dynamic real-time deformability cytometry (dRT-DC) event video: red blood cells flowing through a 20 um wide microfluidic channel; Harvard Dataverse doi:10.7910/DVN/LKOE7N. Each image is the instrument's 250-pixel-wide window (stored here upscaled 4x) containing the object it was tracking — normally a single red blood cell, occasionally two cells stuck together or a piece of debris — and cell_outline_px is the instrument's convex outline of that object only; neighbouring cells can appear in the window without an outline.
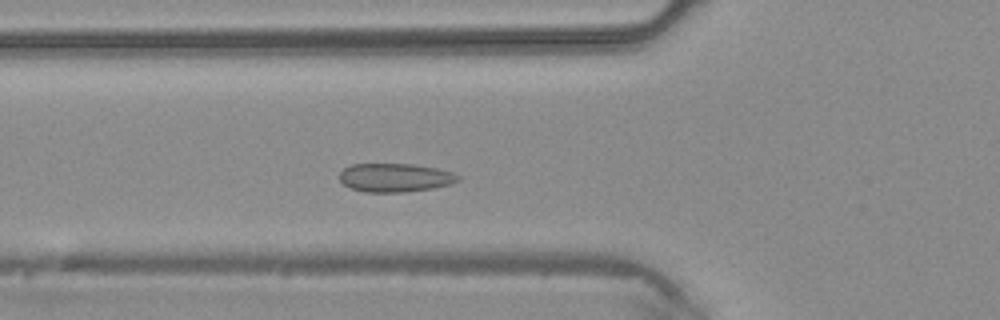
{"species": "common noctule bat (a hibernating species)", "species_latin": "Nyctalus noctula", "temperature_condition": "warm", "stored_images_in_passage": 35, "camera_frame_rate_fps": 3000, "um_per_image_px": 0.085, "animal": {"sex": "male", "body_mass_g": 20.4}, "frame": {"image": 1, "passage_image": 11, "time_ms": 3.333, "image_size_px": [1000, 320], "cell_outline_px": [[460, 180], [448, 184], [432, 188], [404, 192], [364, 192], [352, 188], [344, 184], [340, 180], [340, 172], [344, 168], [352, 164], [412, 164], [436, 168], [452, 172], [460, 176]], "centroid_in_image_um": [33.57, 15.09], "position_along_channel_um": 92.2, "area_um2": 19.59}}
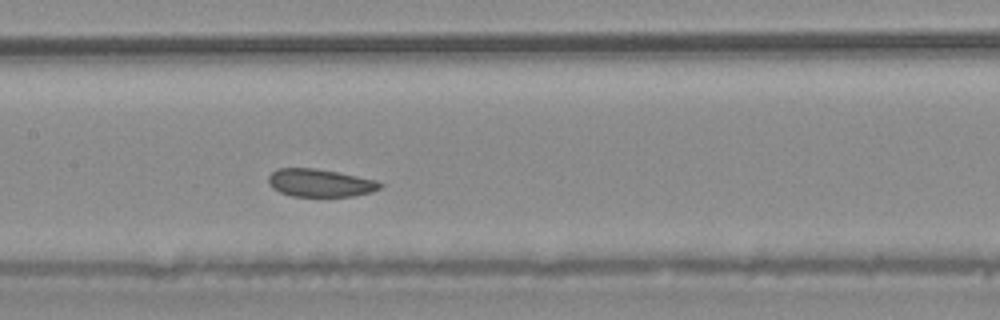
{"frame": {"image": 2, "passage_image": 17, "time_ms": 5.333, "image_size_px": [1000, 320], "cell_outline_px": [[384, 184], [380, 188], [372, 192], [352, 196], [292, 196], [280, 192], [272, 188], [268, 184], [268, 176], [272, 172], [280, 168], [316, 168], [376, 180]], "centroid_in_image_um": [27.19, 15.55], "position_along_channel_um": 180.2, "area_um2": 18.03}}
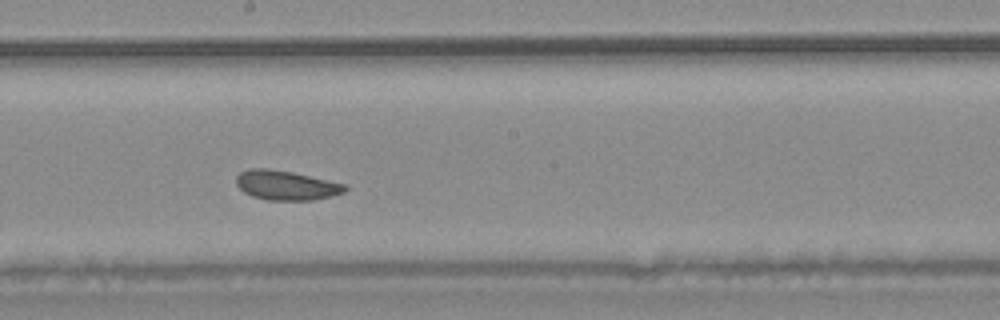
{"frame": {"image": 3, "passage_image": 20, "time_ms": 6.333, "image_size_px": [1000, 320], "cell_outline_px": [[348, 188], [344, 192], [332, 196], [312, 200], [268, 200], [252, 196], [244, 192], [236, 184], [236, 176], [240, 172], [248, 168], [268, 168], [292, 172], [348, 184]], "centroid_in_image_um": [24.33, 15.74], "position_along_channel_um": 223.9, "area_um2": 18.84}}